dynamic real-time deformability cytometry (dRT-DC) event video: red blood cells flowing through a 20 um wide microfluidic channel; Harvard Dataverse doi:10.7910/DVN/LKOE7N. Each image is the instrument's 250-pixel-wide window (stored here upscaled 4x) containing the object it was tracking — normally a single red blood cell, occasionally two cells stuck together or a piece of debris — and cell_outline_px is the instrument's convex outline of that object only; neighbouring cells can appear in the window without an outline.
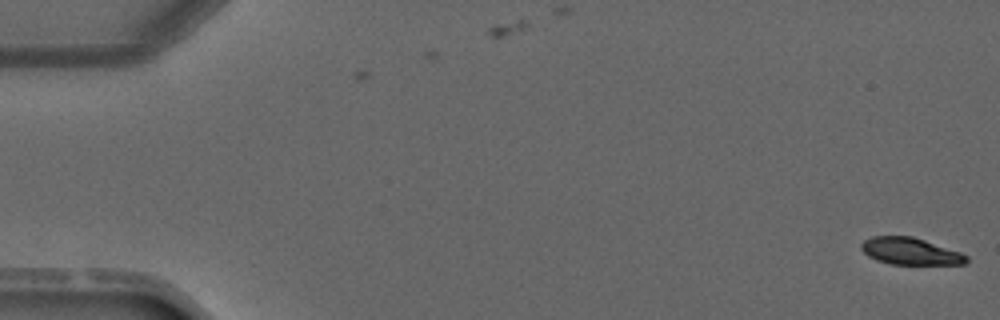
{"species": "common noctule bat (a hibernating species)", "species_latin": "Nyctalus noctula", "temperature_condition": "warm", "stored_images_in_passage": 2, "camera_frame_rate_fps": 3000, "um_per_image_px": 0.085, "animal": {"sex": "male", "forearm_length_mm": 52.5}, "frame": {"image": 1, "passage_image": 2, "time_ms": 1.0, "image_size_px": [1000, 320], "cell_outline_px": [[968, 260], [964, 264], [892, 264], [876, 260], [868, 256], [860, 248], [860, 244], [864, 240], [872, 236], [912, 236], [960, 252], [968, 256]], "centroid_in_image_um": [77.34, 21.35], "position_along_channel_um": 7.7, "area_um2": 16.42}}